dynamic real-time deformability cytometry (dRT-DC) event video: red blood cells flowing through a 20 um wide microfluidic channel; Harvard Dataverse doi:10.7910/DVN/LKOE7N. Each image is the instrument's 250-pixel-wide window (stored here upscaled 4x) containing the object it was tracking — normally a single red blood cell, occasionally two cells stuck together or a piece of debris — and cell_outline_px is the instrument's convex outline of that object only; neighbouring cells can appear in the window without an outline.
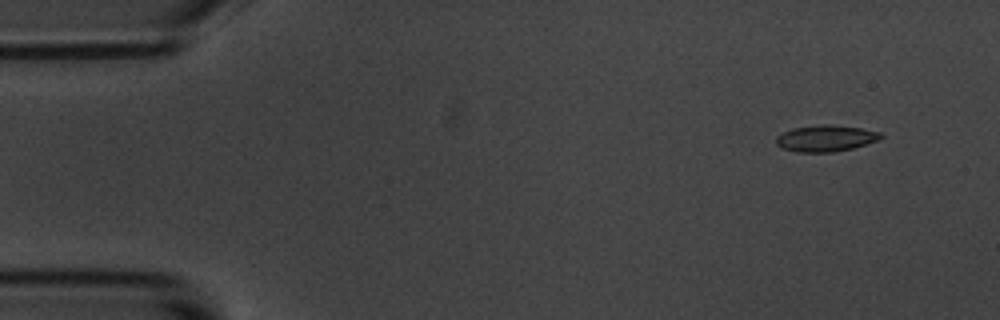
{"species": "common noctule bat (a hibernating species)", "species_latin": "Nyctalus noctula", "temperature_condition": "room temperature", "stored_images_in_passage": 10, "camera_frame_rate_fps": 3000, "um_per_image_px": 0.085, "animal": {"sex": "male", "body_mass_g": 20.1, "forearm_length_mm": 53.5}, "frame": {"image": 1, "passage_image": 1, "time_ms": 0.0, "image_size_px": [1000, 320], "cell_outline_px": [[884, 136], [880, 140], [852, 148], [832, 152], [796, 152], [780, 148], [776, 144], [776, 136], [792, 128], [816, 124], [828, 124], [860, 128], [880, 132]], "centroid_in_image_um": [70.16, 11.75], "position_along_channel_um": 14.8, "area_um2": 16.24}}
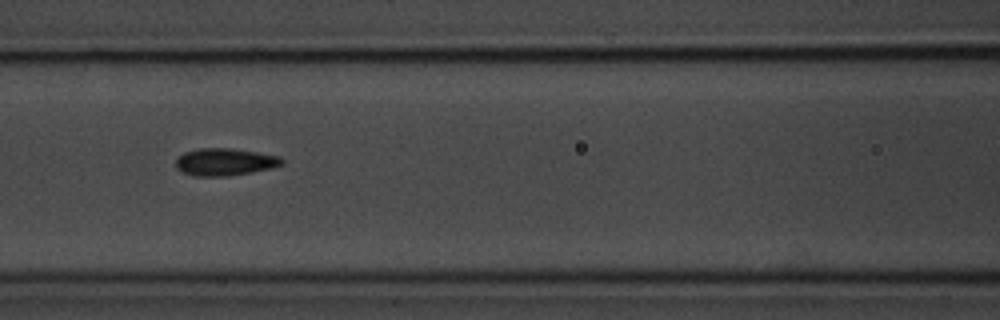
{"frame": {"image": 2, "passage_image": 7, "time_ms": 6.667, "image_size_px": [1000, 320], "cell_outline_px": [[284, 164], [272, 168], [252, 172], [228, 176], [192, 176], [180, 172], [176, 168], [176, 160], [184, 152], [200, 148], [228, 148], [256, 152], [280, 156], [284, 160]], "centroid_in_image_um": [19.11, 13.77], "position_along_channel_um": 147.5, "area_um2": 16.99}}
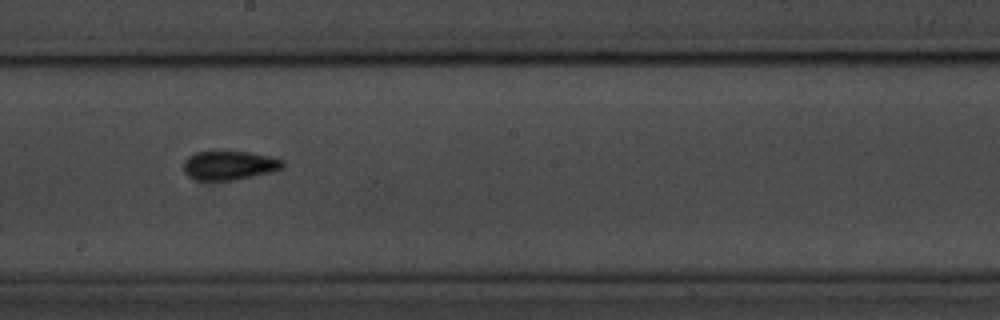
{"frame": {"image": 3, "passage_image": 9, "time_ms": 9.0, "image_size_px": [1000, 320], "cell_outline_px": [[284, 164], [280, 168], [268, 172], [236, 180], [192, 180], [184, 172], [184, 160], [188, 156], [196, 152], [248, 152], [268, 156], [284, 160]], "centroid_in_image_um": [19.43, 14.06], "position_along_channel_um": 228.8, "area_um2": 16.53}}